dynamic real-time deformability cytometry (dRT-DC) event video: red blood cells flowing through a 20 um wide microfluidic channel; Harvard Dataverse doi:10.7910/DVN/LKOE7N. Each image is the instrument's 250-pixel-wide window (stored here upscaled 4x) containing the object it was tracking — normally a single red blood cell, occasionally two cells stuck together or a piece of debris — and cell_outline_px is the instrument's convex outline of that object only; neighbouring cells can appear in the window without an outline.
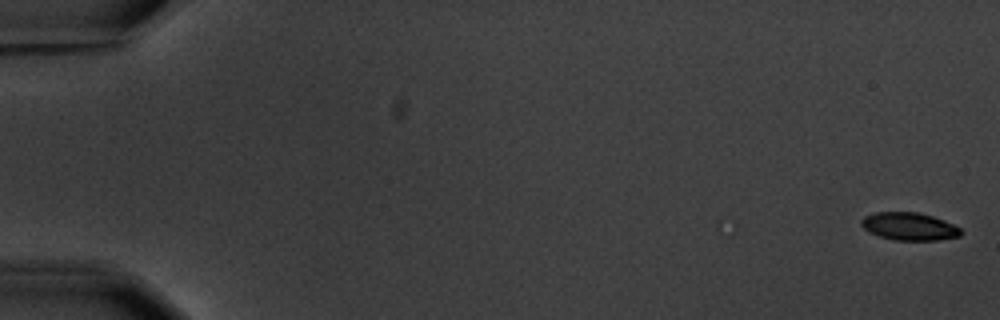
{"species": "common noctule bat (a hibernating species)", "species_latin": "Nyctalus noctula", "temperature_condition": "warm", "stored_images_in_passage": 5, "camera_frame_rate_fps": 3000, "um_per_image_px": 0.085, "animal": {"sex": "male", "body_mass_g": 20.1, "forearm_length_mm": 53.5}, "frame": {"image": 1, "passage_image": 1, "time_ms": 0.0, "image_size_px": [1000, 320], "cell_outline_px": [[964, 232], [960, 236], [940, 240], [896, 240], [880, 236], [868, 232], [860, 224], [860, 220], [864, 216], [876, 212], [916, 212], [932, 216], [944, 220], [960, 228]], "centroid_in_image_um": [77.29, 19.24], "position_along_channel_um": 7.7, "area_um2": 16.13}}
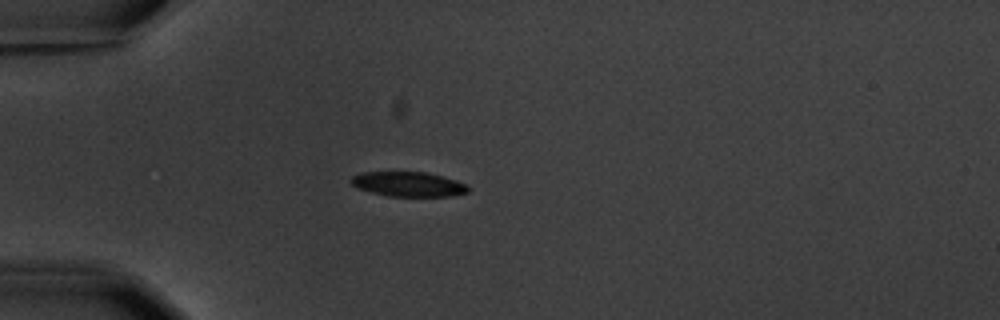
{"frame": {"image": 2, "passage_image": 5, "time_ms": 5.333, "image_size_px": [1000, 320], "cell_outline_px": [[468, 192], [448, 196], [388, 196], [372, 192], [360, 188], [352, 184], [352, 176], [360, 172], [424, 172], [456, 180], [464, 184], [468, 188]], "centroid_in_image_um": [34.69, 15.65], "position_along_channel_um": 50.3, "area_um2": 16.47}}